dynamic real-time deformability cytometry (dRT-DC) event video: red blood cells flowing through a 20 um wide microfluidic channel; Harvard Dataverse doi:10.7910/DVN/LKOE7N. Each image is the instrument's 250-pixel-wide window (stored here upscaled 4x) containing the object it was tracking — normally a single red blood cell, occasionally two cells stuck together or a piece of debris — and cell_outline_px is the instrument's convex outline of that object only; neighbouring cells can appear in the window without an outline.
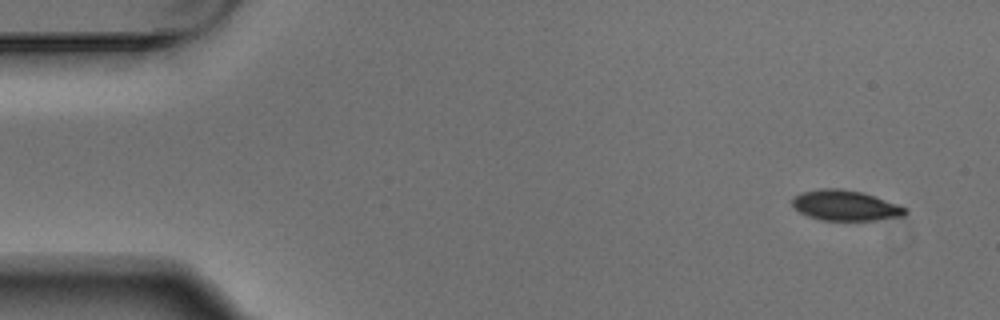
{"species": "Egyptian fruit bat (a non-hibernating species)", "species_latin": "Rousettus aegyptiacus", "temperature_condition": "warm", "stored_images_in_passage": 4, "camera_frame_rate_fps": 3000, "um_per_image_px": 0.085, "animal": {"sex": "male"}, "frame": {"image": 1, "passage_image": 1, "time_ms": 0.0, "image_size_px": [1000, 320], "cell_outline_px": [[908, 212], [904, 216], [876, 220], [820, 220], [808, 216], [800, 212], [792, 204], [792, 200], [800, 192], [820, 188], [840, 188], [864, 192], [900, 204], [908, 208]], "centroid_in_image_um": [71.91, 17.45], "position_along_channel_um": 13.1, "area_um2": 20.29}}